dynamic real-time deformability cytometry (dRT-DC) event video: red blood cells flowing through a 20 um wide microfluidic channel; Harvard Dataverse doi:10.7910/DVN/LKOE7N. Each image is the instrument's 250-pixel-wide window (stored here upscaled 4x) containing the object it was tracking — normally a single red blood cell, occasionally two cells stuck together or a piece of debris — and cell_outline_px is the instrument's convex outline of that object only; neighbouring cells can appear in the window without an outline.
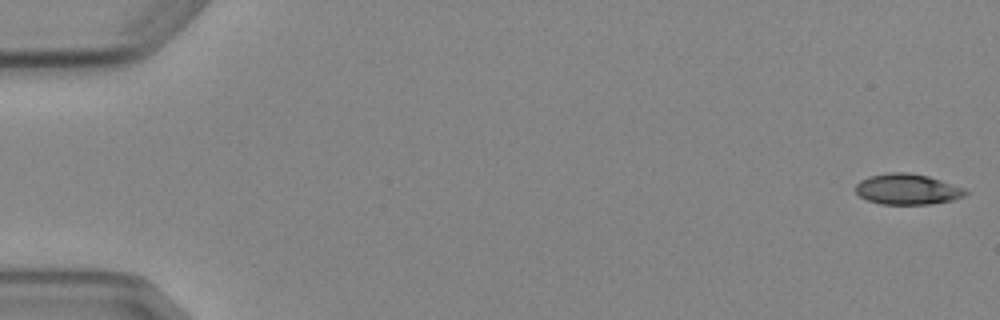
{"species": "Egyptian fruit bat (a non-hibernating species)", "species_latin": "Rousettus aegyptiacus", "temperature_condition": "cold", "stored_images_in_passage": 5, "camera_frame_rate_fps": 3000, "um_per_image_px": 0.085, "animal": {"sex": "female"}, "frame": {"image": 1, "passage_image": 1, "time_ms": 0.0, "image_size_px": [1000, 320], "cell_outline_px": [[968, 192], [964, 196], [952, 200], [928, 204], [880, 204], [868, 200], [860, 196], [856, 192], [856, 184], [860, 180], [868, 176], [888, 172], [908, 172], [928, 176], [964, 188]], "centroid_in_image_um": [77.1, 16.07], "position_along_channel_um": 7.9, "area_um2": 19.59}}
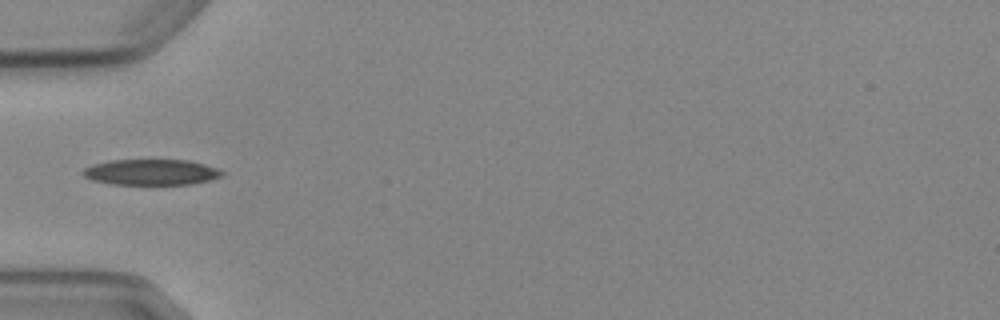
{"frame": {"image": 2, "passage_image": 5, "time_ms": 5.667, "image_size_px": [1000, 320], "cell_outline_px": [[224, 176], [192, 184], [112, 184], [92, 180], [84, 176], [80, 172], [84, 168], [92, 164], [112, 160], [188, 160], [204, 164], [216, 168], [224, 172]], "centroid_in_image_um": [12.83, 14.63], "position_along_channel_um": 72.2, "area_um2": 20.87}}